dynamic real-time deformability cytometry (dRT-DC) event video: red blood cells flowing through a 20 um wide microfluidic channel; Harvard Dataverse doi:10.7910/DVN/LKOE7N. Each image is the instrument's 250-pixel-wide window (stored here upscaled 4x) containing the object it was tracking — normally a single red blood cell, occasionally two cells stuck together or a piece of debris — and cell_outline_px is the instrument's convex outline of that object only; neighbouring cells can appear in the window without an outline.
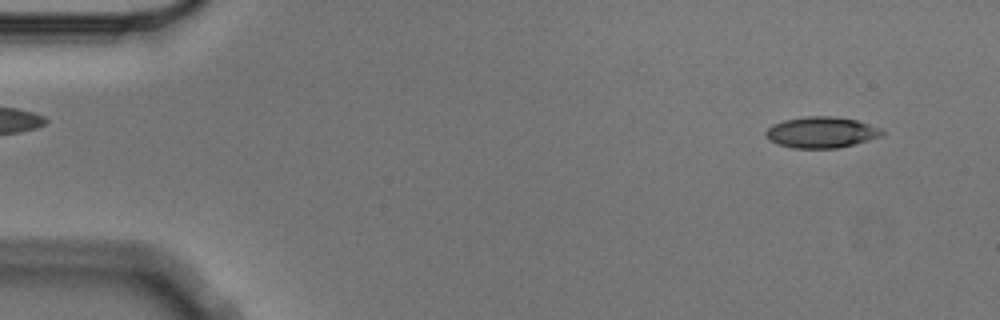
{"species": "Egyptian fruit bat (a non-hibernating species)", "species_latin": "Rousettus aegyptiacus", "temperature_condition": "cold", "stored_images_in_passage": 4, "camera_frame_rate_fps": 3000, "um_per_image_px": 0.085, "animal": {"sex": "male"}, "frame": {"image": 1, "passage_image": 1, "time_ms": 0.0, "image_size_px": [1000, 320], "cell_outline_px": [[884, 136], [836, 148], [792, 148], [768, 140], [764, 136], [764, 132], [772, 124], [784, 120], [804, 116], [832, 116], [856, 120], [880, 128], [884, 132]], "centroid_in_image_um": [69.78, 11.24], "position_along_channel_um": 15.2, "area_um2": 21.04}}
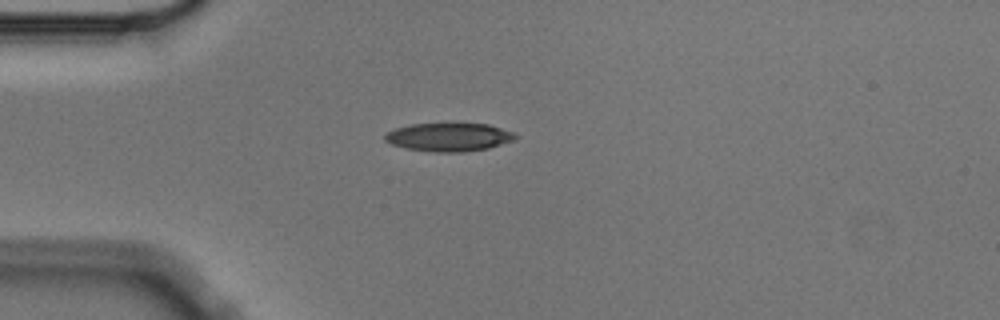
{"frame": {"image": 2, "passage_image": 4, "time_ms": 1.0, "image_size_px": [1000, 320], "cell_outline_px": [[516, 136], [512, 140], [488, 148], [464, 152], [436, 152], [404, 148], [392, 144], [384, 140], [384, 136], [388, 132], [396, 128], [412, 124], [488, 124], [516, 132]], "centroid_in_image_um": [38.15, 11.65], "position_along_channel_um": 46.8, "area_um2": 21.33}}